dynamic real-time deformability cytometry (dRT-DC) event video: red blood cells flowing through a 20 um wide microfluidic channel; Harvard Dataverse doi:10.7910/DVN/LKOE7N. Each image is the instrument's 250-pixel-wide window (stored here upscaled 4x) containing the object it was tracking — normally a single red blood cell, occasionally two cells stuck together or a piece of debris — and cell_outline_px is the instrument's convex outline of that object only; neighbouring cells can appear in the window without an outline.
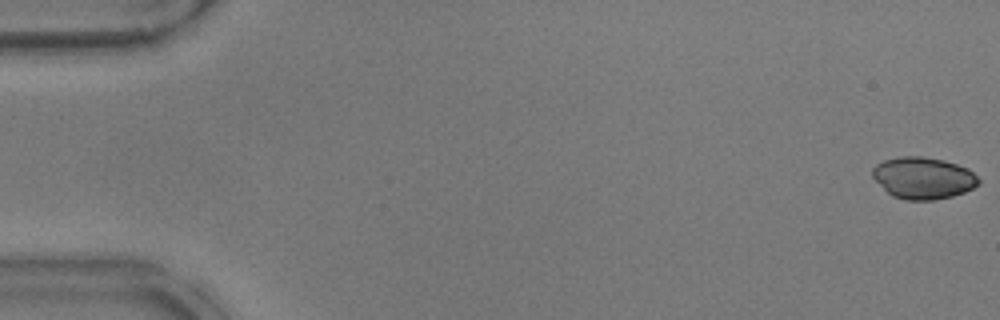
{"species": "common noctule bat (a hibernating species)", "species_latin": "Nyctalus noctula", "temperature_condition": "warm", "stored_images_in_passage": 52, "camera_frame_rate_fps": 3000, "um_per_image_px": 0.085, "animal": {"sex": "male", "body_mass_g": 17.9}, "frame": {"image": 1, "passage_image": 1, "time_ms": 0.0, "image_size_px": [1000, 320], "cell_outline_px": [[980, 184], [964, 192], [952, 196], [936, 200], [904, 200], [892, 196], [872, 176], [872, 168], [876, 164], [884, 160], [900, 156], [920, 156], [944, 160], [956, 164], [972, 172], [980, 180]], "centroid_in_image_um": [78.46, 15.13], "position_along_channel_um": 6.5, "area_um2": 25.72}}
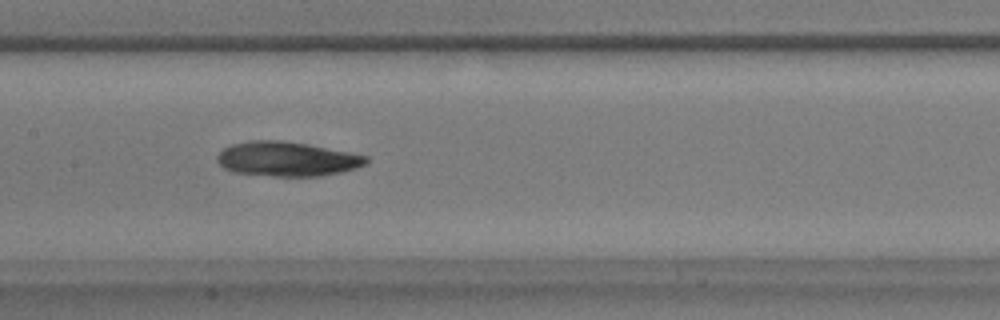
{"frame": {"image": 2, "passage_image": 26, "time_ms": 8.333, "image_size_px": [1000, 320], "cell_outline_px": [[368, 160], [364, 164], [356, 168], [340, 172], [320, 176], [272, 176], [232, 172], [224, 168], [216, 160], [216, 156], [224, 148], [232, 144], [248, 140], [280, 140], [308, 144], [368, 156]], "centroid_in_image_um": [24.35, 13.51], "position_along_channel_um": 183.0, "area_um2": 29.94}}
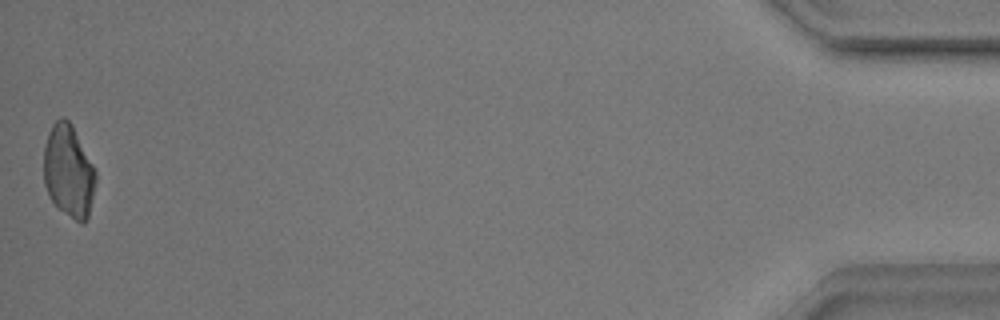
{"frame": {"image": 3, "passage_image": 52, "time_ms": 17.0, "image_size_px": [1000, 320], "cell_outline_px": [[96, 180], [88, 216], [84, 224], [80, 224], [60, 208], [52, 200], [44, 184], [44, 144], [48, 132], [52, 124], [60, 116], [64, 116], [72, 124], [96, 172]], "centroid_in_image_um": [5.82, 14.51], "position_along_channel_um": 429.4, "area_um2": 27.8}, "authors_computed_cell_mechanics": {"area_um2": 28.4376, "velocity_mm_per_s": 3.9089, "shape_relaxation_time_tau1_ms": 5.4173, "shape_relaxation_time_tau2_ms": 3.4838, "deformation_change_tau1": 0.112, "deformation_change_tau2": 0.0846}}